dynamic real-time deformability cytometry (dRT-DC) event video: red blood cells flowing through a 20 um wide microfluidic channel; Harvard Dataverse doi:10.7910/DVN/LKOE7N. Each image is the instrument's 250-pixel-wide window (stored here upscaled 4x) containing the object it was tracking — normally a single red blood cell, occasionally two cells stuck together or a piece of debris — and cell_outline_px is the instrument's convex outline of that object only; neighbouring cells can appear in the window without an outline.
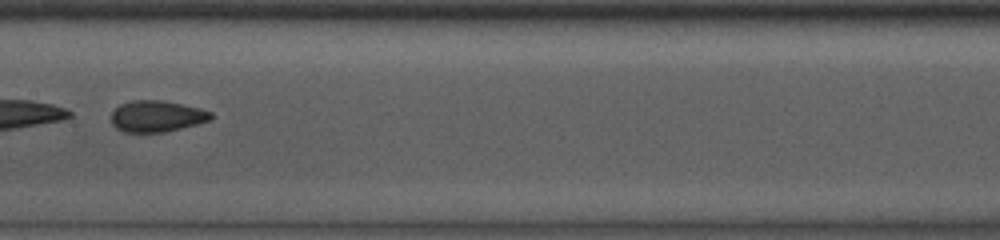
{"species": "common noctule bat (a hibernating species)", "species_latin": "Nyctalus noctula", "temperature_condition": "room temperature", "stored_images_in_passage": 40, "camera_frame_rate_fps": 3000, "um_per_image_px": 0.085, "animal": {"sex": "male", "body_mass_g": 13.0, "forearm_length_mm": 53.1}, "frame": {"image": 1, "passage_image": 18, "time_ms": 5.667, "image_size_px": [1000, 240], "cell_outline_px": [[212, 120], [164, 132], [124, 132], [116, 128], [112, 124], [112, 112], [120, 104], [132, 100], [160, 100], [180, 104], [212, 112]], "centroid_in_image_um": [13.3, 9.88], "position_along_channel_um": 194.1, "area_um2": 17.98}, "authors_computed_cell_mechanics": {"area_um2": 18.496, "velocity_mm_per_s": 3.936, "shape_relaxation_time_tau1_ms": 3.7915, "shape_relaxation_time_tau2_ms": 1.071, "deformation_change_tau1": 0.1096, "deformation_change_tau2": 0.0526}}